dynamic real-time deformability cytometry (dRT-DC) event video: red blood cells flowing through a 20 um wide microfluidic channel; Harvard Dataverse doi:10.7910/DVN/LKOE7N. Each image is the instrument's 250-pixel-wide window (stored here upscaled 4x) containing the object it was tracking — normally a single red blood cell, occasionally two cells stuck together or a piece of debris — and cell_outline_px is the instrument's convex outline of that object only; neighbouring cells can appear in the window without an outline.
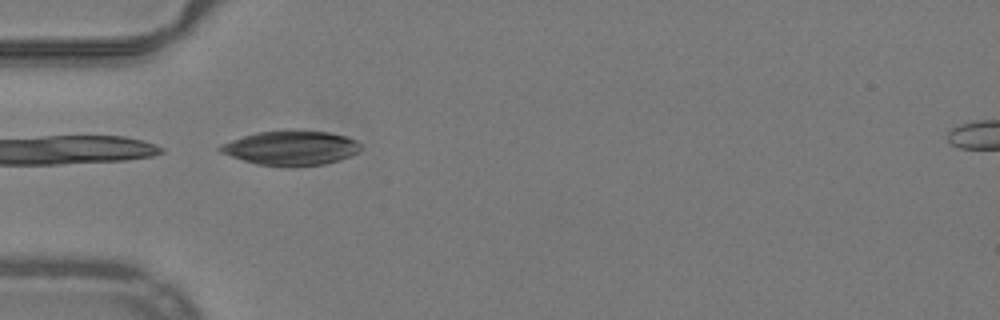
{"species": "common noctule bat (a hibernating species)", "species_latin": "Nyctalus noctula", "temperature_condition": "warm", "stored_images_in_passage": 11, "camera_frame_rate_fps": 3000, "um_per_image_px": 0.085, "animal": {"sex": "male", "body_mass_g": 19.2, "forearm_length_mm": 51.8}, "frame": {"image": 1, "passage_image": 1, "time_ms": 0.0, "image_size_px": [1000, 320], "cell_outline_px": [[360, 152], [352, 156], [340, 160], [324, 164], [292, 168], [256, 164], [220, 152], [216, 148], [220, 144], [256, 132], [288, 128], [296, 128], [328, 132], [348, 136], [356, 140], [360, 144]], "centroid_in_image_um": [24.77, 12.56], "position_along_channel_um": 60.2, "area_um2": 29.25}}
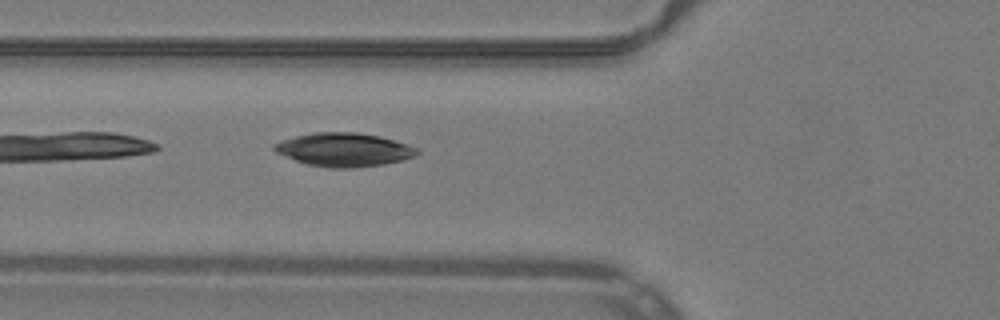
{"frame": {"image": 2, "passage_image": 4, "time_ms": 1.0, "image_size_px": [1000, 320], "cell_outline_px": [[420, 152], [416, 156], [384, 164], [348, 168], [332, 168], [308, 164], [296, 160], [276, 152], [272, 148], [272, 144], [280, 140], [312, 132], [356, 132], [380, 136], [396, 140], [420, 148]], "centroid_in_image_um": [29.26, 12.71], "position_along_channel_um": 96.5, "area_um2": 27.98}}
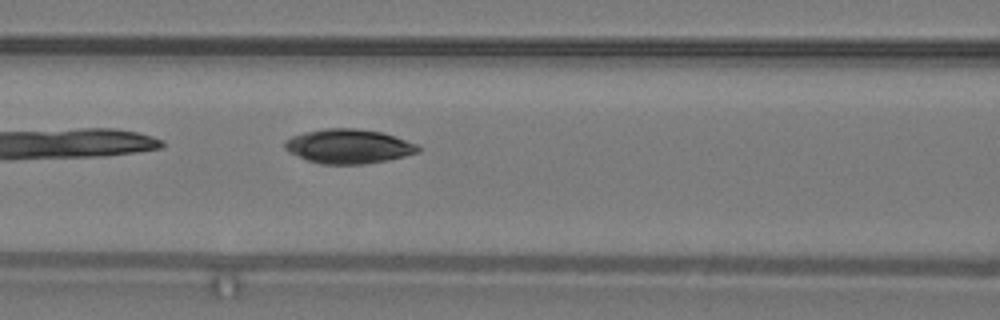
{"frame": {"image": 3, "passage_image": 7, "time_ms": 2.0, "image_size_px": [1000, 320], "cell_outline_px": [[420, 152], [388, 160], [364, 164], [320, 164], [308, 160], [288, 152], [284, 148], [284, 140], [292, 136], [304, 132], [324, 128], [356, 128], [380, 132], [420, 144]], "centroid_in_image_um": [29.63, 12.43], "position_along_channel_um": 137.0, "area_um2": 26.82}}